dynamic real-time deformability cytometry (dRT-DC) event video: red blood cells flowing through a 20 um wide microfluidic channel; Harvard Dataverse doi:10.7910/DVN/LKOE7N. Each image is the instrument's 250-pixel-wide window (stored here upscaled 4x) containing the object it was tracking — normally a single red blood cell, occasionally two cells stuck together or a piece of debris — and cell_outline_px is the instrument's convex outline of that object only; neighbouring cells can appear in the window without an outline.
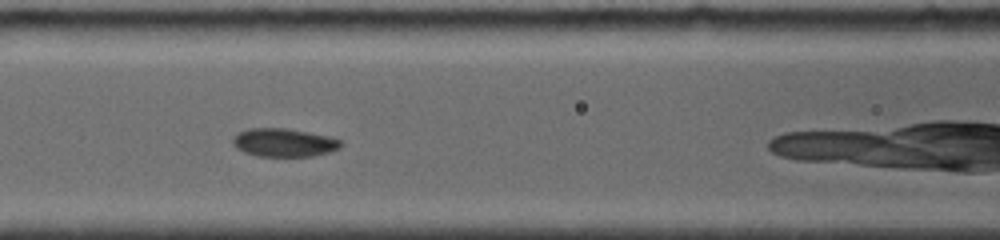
{"species": "common noctule bat (a hibernating species)", "species_latin": "Nyctalus noctula", "temperature_condition": "room temperature", "stored_images_in_passage": 6, "camera_frame_rate_fps": 4000, "um_per_image_px": 0.085, "animal": {"sex": "female", "body_mass_g": 19.0, "forearm_length_mm": 56.7}, "frame": {"image": 1, "passage_image": 4, "time_ms": 2.75, "image_size_px": [1000, 240], "cell_outline_px": [[344, 144], [340, 148], [328, 152], [312, 156], [260, 156], [244, 152], [236, 148], [232, 144], [232, 140], [240, 132], [248, 128], [284, 128], [308, 132], [328, 136], [340, 140]], "centroid_in_image_um": [24.14, 12.12], "position_along_channel_um": 142.5, "area_um2": 17.69}}
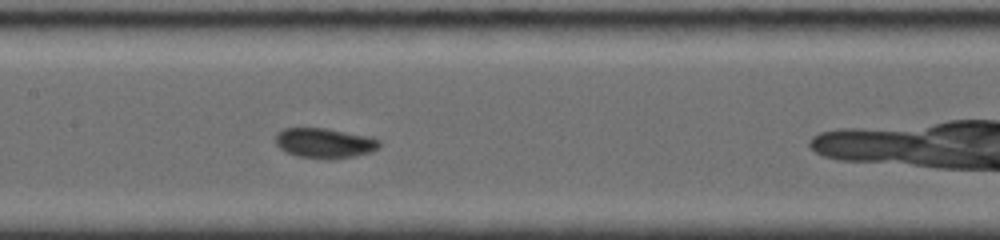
{"frame": {"image": 2, "passage_image": 5, "time_ms": 3.75, "image_size_px": [1000, 240], "cell_outline_px": [[380, 148], [372, 152], [356, 156], [296, 156], [280, 148], [276, 144], [276, 136], [284, 128], [324, 128], [368, 136], [380, 140]], "centroid_in_image_um": [27.62, 12.12], "position_along_channel_um": 179.8, "area_um2": 17.34}}